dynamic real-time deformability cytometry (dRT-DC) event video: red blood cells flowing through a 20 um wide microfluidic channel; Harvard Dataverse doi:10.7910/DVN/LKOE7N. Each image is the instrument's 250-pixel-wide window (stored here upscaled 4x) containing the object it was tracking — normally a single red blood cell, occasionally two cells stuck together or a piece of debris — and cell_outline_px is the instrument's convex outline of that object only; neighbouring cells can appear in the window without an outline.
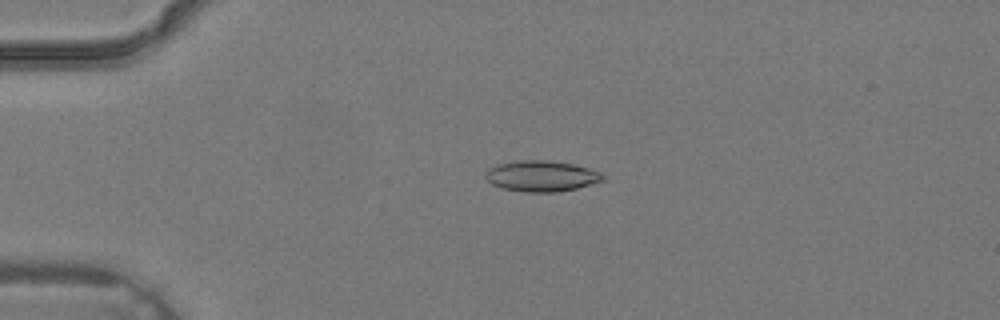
{"species": "common noctule bat (a hibernating species)", "species_latin": "Nyctalus noctula", "temperature_condition": "warm", "stored_images_in_passage": 3, "camera_frame_rate_fps": 3000, "um_per_image_px": 0.085, "animal": {"sex": "male", "body_mass_g": 19.2, "forearm_length_mm": 51.8}, "frame": {"image": 1, "passage_image": 2, "time_ms": 0.333, "image_size_px": [1000, 320], "cell_outline_px": [[604, 180], [576, 188], [556, 192], [528, 192], [504, 188], [492, 184], [484, 176], [484, 172], [488, 168], [496, 164], [516, 160], [548, 160], [572, 164], [588, 168], [600, 172], [604, 176]], "centroid_in_image_um": [45.98, 14.95], "position_along_channel_um": 39.0, "area_um2": 21.04}}